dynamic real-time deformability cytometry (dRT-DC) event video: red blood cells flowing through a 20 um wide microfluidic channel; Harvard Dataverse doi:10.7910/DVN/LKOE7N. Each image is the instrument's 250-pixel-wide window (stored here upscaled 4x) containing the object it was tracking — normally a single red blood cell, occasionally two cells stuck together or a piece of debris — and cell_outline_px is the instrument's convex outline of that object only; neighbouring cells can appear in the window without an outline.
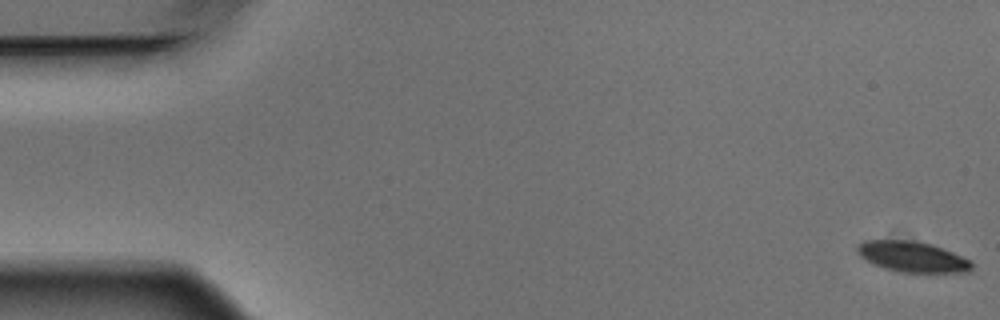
{"species": "Egyptian fruit bat (a non-hibernating species)", "species_latin": "Rousettus aegyptiacus", "temperature_condition": "warm", "stored_images_in_passage": 6, "camera_frame_rate_fps": 3000, "um_per_image_px": 0.085, "animal": {"sex": "male"}, "frame": {"image": 1, "passage_image": 1, "time_ms": 0.0, "image_size_px": [1000, 320], "cell_outline_px": [[972, 268], [968, 272], [900, 272], [884, 268], [860, 256], [856, 252], [856, 248], [864, 240], [912, 240], [932, 244], [972, 260]], "centroid_in_image_um": [77.57, 21.81], "position_along_channel_um": 7.4, "area_um2": 20.29}}
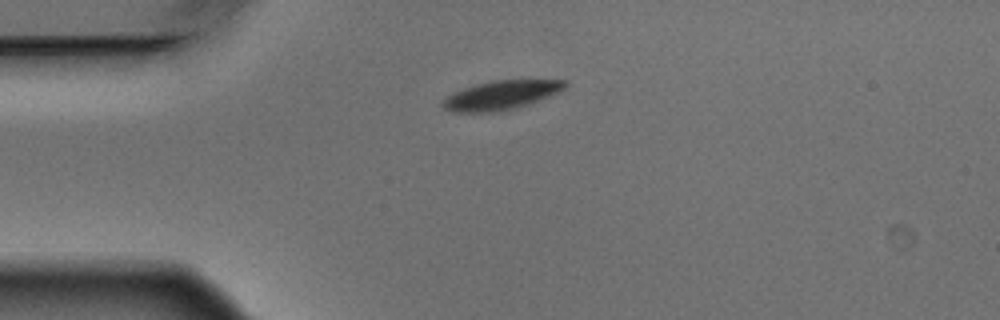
{"frame": {"image": 2, "passage_image": 6, "time_ms": 1.667, "image_size_px": [1000, 320], "cell_outline_px": [[568, 84], [564, 88], [548, 96], [512, 108], [492, 112], [452, 112], [444, 108], [440, 104], [452, 92], [476, 84], [492, 80], [568, 80]], "centroid_in_image_um": [42.53, 8.07], "position_along_channel_um": 42.5, "area_um2": 20.17}}